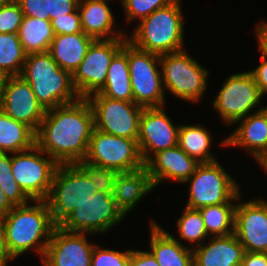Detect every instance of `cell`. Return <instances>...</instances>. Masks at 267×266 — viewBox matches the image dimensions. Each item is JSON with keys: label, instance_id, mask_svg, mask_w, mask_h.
I'll return each mask as SVG.
<instances>
[{"label": "cell", "instance_id": "obj_5", "mask_svg": "<svg viewBox=\"0 0 267 266\" xmlns=\"http://www.w3.org/2000/svg\"><path fill=\"white\" fill-rule=\"evenodd\" d=\"M97 192L93 182L77 163L58 164L45 200L53 223L59 226L76 207Z\"/></svg>", "mask_w": 267, "mask_h": 266}, {"label": "cell", "instance_id": "obj_3", "mask_svg": "<svg viewBox=\"0 0 267 266\" xmlns=\"http://www.w3.org/2000/svg\"><path fill=\"white\" fill-rule=\"evenodd\" d=\"M20 76L28 82L45 111L77 101L72 75L61 69L48 51L27 54Z\"/></svg>", "mask_w": 267, "mask_h": 266}, {"label": "cell", "instance_id": "obj_33", "mask_svg": "<svg viewBox=\"0 0 267 266\" xmlns=\"http://www.w3.org/2000/svg\"><path fill=\"white\" fill-rule=\"evenodd\" d=\"M0 187L14 205H25L31 200L17 184L11 167V155L0 153Z\"/></svg>", "mask_w": 267, "mask_h": 266}, {"label": "cell", "instance_id": "obj_25", "mask_svg": "<svg viewBox=\"0 0 267 266\" xmlns=\"http://www.w3.org/2000/svg\"><path fill=\"white\" fill-rule=\"evenodd\" d=\"M154 188L147 169L143 167L133 172L119 173L112 194L117 207L127 215Z\"/></svg>", "mask_w": 267, "mask_h": 266}, {"label": "cell", "instance_id": "obj_37", "mask_svg": "<svg viewBox=\"0 0 267 266\" xmlns=\"http://www.w3.org/2000/svg\"><path fill=\"white\" fill-rule=\"evenodd\" d=\"M23 17L17 2L0 5V33H18Z\"/></svg>", "mask_w": 267, "mask_h": 266}, {"label": "cell", "instance_id": "obj_26", "mask_svg": "<svg viewBox=\"0 0 267 266\" xmlns=\"http://www.w3.org/2000/svg\"><path fill=\"white\" fill-rule=\"evenodd\" d=\"M94 94H102L115 100L134 102L128 65V40L113 57L108 67L105 85Z\"/></svg>", "mask_w": 267, "mask_h": 266}, {"label": "cell", "instance_id": "obj_8", "mask_svg": "<svg viewBox=\"0 0 267 266\" xmlns=\"http://www.w3.org/2000/svg\"><path fill=\"white\" fill-rule=\"evenodd\" d=\"M84 160L119 173L145 167L137 140L106 134L95 128Z\"/></svg>", "mask_w": 267, "mask_h": 266}, {"label": "cell", "instance_id": "obj_48", "mask_svg": "<svg viewBox=\"0 0 267 266\" xmlns=\"http://www.w3.org/2000/svg\"><path fill=\"white\" fill-rule=\"evenodd\" d=\"M18 0H0V5H8L12 3H16Z\"/></svg>", "mask_w": 267, "mask_h": 266}, {"label": "cell", "instance_id": "obj_28", "mask_svg": "<svg viewBox=\"0 0 267 266\" xmlns=\"http://www.w3.org/2000/svg\"><path fill=\"white\" fill-rule=\"evenodd\" d=\"M18 37L27 54L46 52L55 37L50 20L24 16Z\"/></svg>", "mask_w": 267, "mask_h": 266}, {"label": "cell", "instance_id": "obj_16", "mask_svg": "<svg viewBox=\"0 0 267 266\" xmlns=\"http://www.w3.org/2000/svg\"><path fill=\"white\" fill-rule=\"evenodd\" d=\"M180 126H174L163 107L143 108L138 145L144 162L163 149L178 145Z\"/></svg>", "mask_w": 267, "mask_h": 266}, {"label": "cell", "instance_id": "obj_47", "mask_svg": "<svg viewBox=\"0 0 267 266\" xmlns=\"http://www.w3.org/2000/svg\"><path fill=\"white\" fill-rule=\"evenodd\" d=\"M7 78L8 76L4 72L0 71V98L2 96V92H3Z\"/></svg>", "mask_w": 267, "mask_h": 266}, {"label": "cell", "instance_id": "obj_31", "mask_svg": "<svg viewBox=\"0 0 267 266\" xmlns=\"http://www.w3.org/2000/svg\"><path fill=\"white\" fill-rule=\"evenodd\" d=\"M26 57L17 33H0V71L7 76H20Z\"/></svg>", "mask_w": 267, "mask_h": 266}, {"label": "cell", "instance_id": "obj_44", "mask_svg": "<svg viewBox=\"0 0 267 266\" xmlns=\"http://www.w3.org/2000/svg\"><path fill=\"white\" fill-rule=\"evenodd\" d=\"M256 35L259 43V50L262 52L261 59L267 60V23L257 24Z\"/></svg>", "mask_w": 267, "mask_h": 266}, {"label": "cell", "instance_id": "obj_38", "mask_svg": "<svg viewBox=\"0 0 267 266\" xmlns=\"http://www.w3.org/2000/svg\"><path fill=\"white\" fill-rule=\"evenodd\" d=\"M50 22L55 35L76 34L83 32L78 9L65 16L52 19Z\"/></svg>", "mask_w": 267, "mask_h": 266}, {"label": "cell", "instance_id": "obj_10", "mask_svg": "<svg viewBox=\"0 0 267 266\" xmlns=\"http://www.w3.org/2000/svg\"><path fill=\"white\" fill-rule=\"evenodd\" d=\"M43 154L46 155L35 144L30 149L11 155L13 176L31 201L47 199L53 175L58 166L50 156L42 157Z\"/></svg>", "mask_w": 267, "mask_h": 266}, {"label": "cell", "instance_id": "obj_34", "mask_svg": "<svg viewBox=\"0 0 267 266\" xmlns=\"http://www.w3.org/2000/svg\"><path fill=\"white\" fill-rule=\"evenodd\" d=\"M88 175L94 187L101 192H113L119 172L82 160L77 163Z\"/></svg>", "mask_w": 267, "mask_h": 266}, {"label": "cell", "instance_id": "obj_15", "mask_svg": "<svg viewBox=\"0 0 267 266\" xmlns=\"http://www.w3.org/2000/svg\"><path fill=\"white\" fill-rule=\"evenodd\" d=\"M0 109L35 132L46 112L38 103L31 86L21 76H8L0 98Z\"/></svg>", "mask_w": 267, "mask_h": 266}, {"label": "cell", "instance_id": "obj_39", "mask_svg": "<svg viewBox=\"0 0 267 266\" xmlns=\"http://www.w3.org/2000/svg\"><path fill=\"white\" fill-rule=\"evenodd\" d=\"M23 15L40 20H49V0H18Z\"/></svg>", "mask_w": 267, "mask_h": 266}, {"label": "cell", "instance_id": "obj_11", "mask_svg": "<svg viewBox=\"0 0 267 266\" xmlns=\"http://www.w3.org/2000/svg\"><path fill=\"white\" fill-rule=\"evenodd\" d=\"M94 115V128L110 135L138 140L143 107L134 102L115 100L102 94L87 98Z\"/></svg>", "mask_w": 267, "mask_h": 266}, {"label": "cell", "instance_id": "obj_45", "mask_svg": "<svg viewBox=\"0 0 267 266\" xmlns=\"http://www.w3.org/2000/svg\"><path fill=\"white\" fill-rule=\"evenodd\" d=\"M13 260L8 252L5 242V227L3 217L0 216V266H7V262Z\"/></svg>", "mask_w": 267, "mask_h": 266}, {"label": "cell", "instance_id": "obj_7", "mask_svg": "<svg viewBox=\"0 0 267 266\" xmlns=\"http://www.w3.org/2000/svg\"><path fill=\"white\" fill-rule=\"evenodd\" d=\"M189 181L191 185L186 204L188 208L200 209L240 200L237 182L224 170L219 161L200 163L186 180Z\"/></svg>", "mask_w": 267, "mask_h": 266}, {"label": "cell", "instance_id": "obj_46", "mask_svg": "<svg viewBox=\"0 0 267 266\" xmlns=\"http://www.w3.org/2000/svg\"><path fill=\"white\" fill-rule=\"evenodd\" d=\"M13 207L14 205L9 201L0 187V216L4 217Z\"/></svg>", "mask_w": 267, "mask_h": 266}, {"label": "cell", "instance_id": "obj_22", "mask_svg": "<svg viewBox=\"0 0 267 266\" xmlns=\"http://www.w3.org/2000/svg\"><path fill=\"white\" fill-rule=\"evenodd\" d=\"M108 0H79L81 27L86 35L96 39L128 38L121 30H113L114 16ZM112 34V35H111Z\"/></svg>", "mask_w": 267, "mask_h": 266}, {"label": "cell", "instance_id": "obj_4", "mask_svg": "<svg viewBox=\"0 0 267 266\" xmlns=\"http://www.w3.org/2000/svg\"><path fill=\"white\" fill-rule=\"evenodd\" d=\"M181 0H174L168 6L155 10L148 17L138 21L132 36L127 39L135 47L163 55L184 50V24Z\"/></svg>", "mask_w": 267, "mask_h": 266}, {"label": "cell", "instance_id": "obj_14", "mask_svg": "<svg viewBox=\"0 0 267 266\" xmlns=\"http://www.w3.org/2000/svg\"><path fill=\"white\" fill-rule=\"evenodd\" d=\"M263 95L250 71L228 76L216 95L213 106L228 125L248 116Z\"/></svg>", "mask_w": 267, "mask_h": 266}, {"label": "cell", "instance_id": "obj_17", "mask_svg": "<svg viewBox=\"0 0 267 266\" xmlns=\"http://www.w3.org/2000/svg\"><path fill=\"white\" fill-rule=\"evenodd\" d=\"M234 234L244 251L267 253V201L238 203L235 207Z\"/></svg>", "mask_w": 267, "mask_h": 266}, {"label": "cell", "instance_id": "obj_1", "mask_svg": "<svg viewBox=\"0 0 267 266\" xmlns=\"http://www.w3.org/2000/svg\"><path fill=\"white\" fill-rule=\"evenodd\" d=\"M94 129V115L86 98L47 110L36 132V145L57 164L84 160Z\"/></svg>", "mask_w": 267, "mask_h": 266}, {"label": "cell", "instance_id": "obj_24", "mask_svg": "<svg viewBox=\"0 0 267 266\" xmlns=\"http://www.w3.org/2000/svg\"><path fill=\"white\" fill-rule=\"evenodd\" d=\"M94 40L84 32L55 35L48 52L61 69L73 75Z\"/></svg>", "mask_w": 267, "mask_h": 266}, {"label": "cell", "instance_id": "obj_21", "mask_svg": "<svg viewBox=\"0 0 267 266\" xmlns=\"http://www.w3.org/2000/svg\"><path fill=\"white\" fill-rule=\"evenodd\" d=\"M238 120L240 126L220 144L247 148L259 163L267 156V122L259 111Z\"/></svg>", "mask_w": 267, "mask_h": 266}, {"label": "cell", "instance_id": "obj_30", "mask_svg": "<svg viewBox=\"0 0 267 266\" xmlns=\"http://www.w3.org/2000/svg\"><path fill=\"white\" fill-rule=\"evenodd\" d=\"M236 204L224 203L198 209L207 234L211 237L228 236L234 233Z\"/></svg>", "mask_w": 267, "mask_h": 266}, {"label": "cell", "instance_id": "obj_40", "mask_svg": "<svg viewBox=\"0 0 267 266\" xmlns=\"http://www.w3.org/2000/svg\"><path fill=\"white\" fill-rule=\"evenodd\" d=\"M79 0H49V20L74 12Z\"/></svg>", "mask_w": 267, "mask_h": 266}, {"label": "cell", "instance_id": "obj_23", "mask_svg": "<svg viewBox=\"0 0 267 266\" xmlns=\"http://www.w3.org/2000/svg\"><path fill=\"white\" fill-rule=\"evenodd\" d=\"M150 252L160 266H194L193 251L151 221Z\"/></svg>", "mask_w": 267, "mask_h": 266}, {"label": "cell", "instance_id": "obj_43", "mask_svg": "<svg viewBox=\"0 0 267 266\" xmlns=\"http://www.w3.org/2000/svg\"><path fill=\"white\" fill-rule=\"evenodd\" d=\"M240 266H267V253L245 251Z\"/></svg>", "mask_w": 267, "mask_h": 266}, {"label": "cell", "instance_id": "obj_29", "mask_svg": "<svg viewBox=\"0 0 267 266\" xmlns=\"http://www.w3.org/2000/svg\"><path fill=\"white\" fill-rule=\"evenodd\" d=\"M211 135L202 125H182L179 129L178 146L190 157L199 163L217 161L210 154Z\"/></svg>", "mask_w": 267, "mask_h": 266}, {"label": "cell", "instance_id": "obj_12", "mask_svg": "<svg viewBox=\"0 0 267 266\" xmlns=\"http://www.w3.org/2000/svg\"><path fill=\"white\" fill-rule=\"evenodd\" d=\"M127 39H96L92 42L72 75V84L80 98L97 93L105 85L108 67Z\"/></svg>", "mask_w": 267, "mask_h": 266}, {"label": "cell", "instance_id": "obj_27", "mask_svg": "<svg viewBox=\"0 0 267 266\" xmlns=\"http://www.w3.org/2000/svg\"><path fill=\"white\" fill-rule=\"evenodd\" d=\"M36 144V132L25 123L16 121L0 109V153L30 149Z\"/></svg>", "mask_w": 267, "mask_h": 266}, {"label": "cell", "instance_id": "obj_13", "mask_svg": "<svg viewBox=\"0 0 267 266\" xmlns=\"http://www.w3.org/2000/svg\"><path fill=\"white\" fill-rule=\"evenodd\" d=\"M113 192L98 191L76 207L59 225L68 232L97 234L107 232L125 218L117 207Z\"/></svg>", "mask_w": 267, "mask_h": 266}, {"label": "cell", "instance_id": "obj_2", "mask_svg": "<svg viewBox=\"0 0 267 266\" xmlns=\"http://www.w3.org/2000/svg\"><path fill=\"white\" fill-rule=\"evenodd\" d=\"M34 203L36 204L14 206L3 217L5 242L12 259L32 247L43 259L51 234L56 227L47 202L34 200Z\"/></svg>", "mask_w": 267, "mask_h": 266}, {"label": "cell", "instance_id": "obj_41", "mask_svg": "<svg viewBox=\"0 0 267 266\" xmlns=\"http://www.w3.org/2000/svg\"><path fill=\"white\" fill-rule=\"evenodd\" d=\"M129 266H160L151 252L131 250Z\"/></svg>", "mask_w": 267, "mask_h": 266}, {"label": "cell", "instance_id": "obj_18", "mask_svg": "<svg viewBox=\"0 0 267 266\" xmlns=\"http://www.w3.org/2000/svg\"><path fill=\"white\" fill-rule=\"evenodd\" d=\"M87 233L68 232L56 226L51 234L42 263L44 266H90L95 245Z\"/></svg>", "mask_w": 267, "mask_h": 266}, {"label": "cell", "instance_id": "obj_32", "mask_svg": "<svg viewBox=\"0 0 267 266\" xmlns=\"http://www.w3.org/2000/svg\"><path fill=\"white\" fill-rule=\"evenodd\" d=\"M184 212L177 221L179 237L190 243L196 242L197 246L202 240L210 237L205 229L204 221L198 209L184 208Z\"/></svg>", "mask_w": 267, "mask_h": 266}, {"label": "cell", "instance_id": "obj_49", "mask_svg": "<svg viewBox=\"0 0 267 266\" xmlns=\"http://www.w3.org/2000/svg\"><path fill=\"white\" fill-rule=\"evenodd\" d=\"M259 111L264 115L266 122H267V106L259 108Z\"/></svg>", "mask_w": 267, "mask_h": 266}, {"label": "cell", "instance_id": "obj_36", "mask_svg": "<svg viewBox=\"0 0 267 266\" xmlns=\"http://www.w3.org/2000/svg\"><path fill=\"white\" fill-rule=\"evenodd\" d=\"M130 252V249L125 252L100 249L98 245H95L90 266H129Z\"/></svg>", "mask_w": 267, "mask_h": 266}, {"label": "cell", "instance_id": "obj_20", "mask_svg": "<svg viewBox=\"0 0 267 266\" xmlns=\"http://www.w3.org/2000/svg\"><path fill=\"white\" fill-rule=\"evenodd\" d=\"M209 239L207 245L192 248L194 266L241 265L245 251L234 233L228 236H211Z\"/></svg>", "mask_w": 267, "mask_h": 266}, {"label": "cell", "instance_id": "obj_42", "mask_svg": "<svg viewBox=\"0 0 267 266\" xmlns=\"http://www.w3.org/2000/svg\"><path fill=\"white\" fill-rule=\"evenodd\" d=\"M261 61V64L250 72L254 77L261 94L264 95L267 93V60L261 59Z\"/></svg>", "mask_w": 267, "mask_h": 266}, {"label": "cell", "instance_id": "obj_6", "mask_svg": "<svg viewBox=\"0 0 267 266\" xmlns=\"http://www.w3.org/2000/svg\"><path fill=\"white\" fill-rule=\"evenodd\" d=\"M164 90L189 102H199L207 89L208 71L186 50L160 55Z\"/></svg>", "mask_w": 267, "mask_h": 266}, {"label": "cell", "instance_id": "obj_9", "mask_svg": "<svg viewBox=\"0 0 267 266\" xmlns=\"http://www.w3.org/2000/svg\"><path fill=\"white\" fill-rule=\"evenodd\" d=\"M160 56L135 47L128 41V65L134 103L143 108L164 107Z\"/></svg>", "mask_w": 267, "mask_h": 266}, {"label": "cell", "instance_id": "obj_19", "mask_svg": "<svg viewBox=\"0 0 267 266\" xmlns=\"http://www.w3.org/2000/svg\"><path fill=\"white\" fill-rule=\"evenodd\" d=\"M200 163L187 155L178 145L152 154L145 162L152 182L157 187L163 180L171 179L180 183L195 172Z\"/></svg>", "mask_w": 267, "mask_h": 266}, {"label": "cell", "instance_id": "obj_50", "mask_svg": "<svg viewBox=\"0 0 267 266\" xmlns=\"http://www.w3.org/2000/svg\"><path fill=\"white\" fill-rule=\"evenodd\" d=\"M259 164L267 171V156Z\"/></svg>", "mask_w": 267, "mask_h": 266}, {"label": "cell", "instance_id": "obj_35", "mask_svg": "<svg viewBox=\"0 0 267 266\" xmlns=\"http://www.w3.org/2000/svg\"><path fill=\"white\" fill-rule=\"evenodd\" d=\"M174 0H124L122 2L127 22L136 17L141 20L155 10L164 8Z\"/></svg>", "mask_w": 267, "mask_h": 266}]
</instances>
